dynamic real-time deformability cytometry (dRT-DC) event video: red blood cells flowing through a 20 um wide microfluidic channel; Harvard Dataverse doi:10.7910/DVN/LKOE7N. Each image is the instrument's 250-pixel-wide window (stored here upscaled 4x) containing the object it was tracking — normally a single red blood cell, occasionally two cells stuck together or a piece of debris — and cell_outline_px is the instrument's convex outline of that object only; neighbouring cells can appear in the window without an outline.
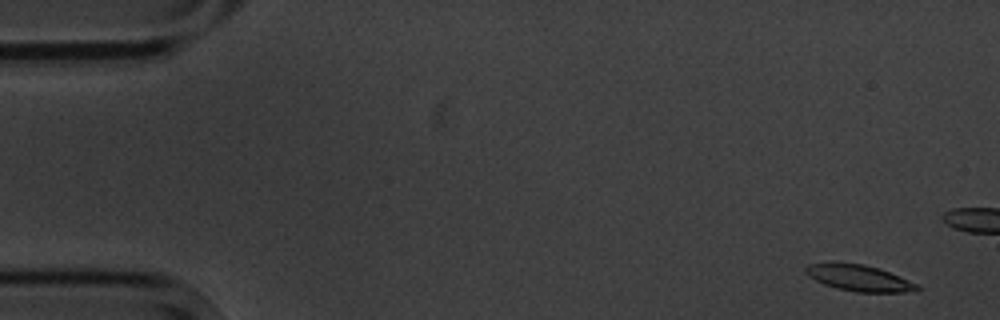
{"species": "common noctule bat (a hibernating species)", "species_latin": "Nyctalus noctula", "temperature_condition": "cold", "stored_images_in_passage": 16, "camera_frame_rate_fps": 3000, "um_per_image_px": 0.085, "animal": {"sex": "male", "body_mass_g": 20.1, "forearm_length_mm": 53.5}, "frame": {"image": 1, "passage_image": 1, "time_ms": 0.0, "image_size_px": [1000, 320], "cell_outline_px": [[920, 288], [916, 292], [856, 292], [836, 288], [824, 284], [808, 276], [804, 272], [804, 268], [808, 264], [864, 264], [888, 272], [916, 284]], "centroid_in_image_um": [73.01, 23.66], "position_along_channel_um": 12.0, "area_um2": 16.47}}
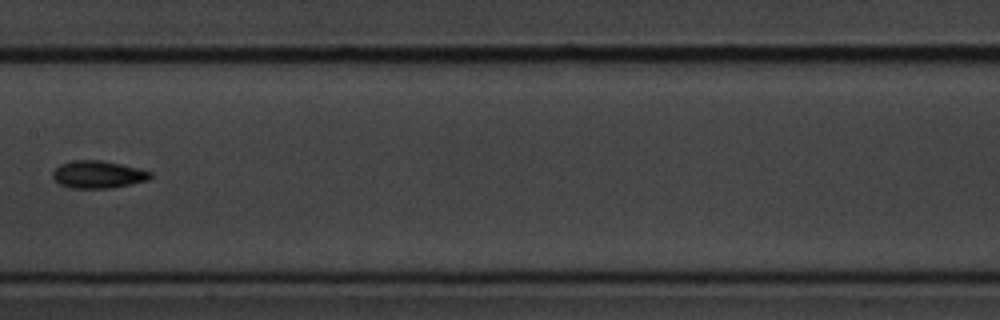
{"frame": {"image": 2, "passage_image": 9, "time_ms": 10.333, "image_size_px": [1000, 320], "cell_outline_px": [[152, 176], [148, 180], [132, 184], [112, 188], [68, 188], [60, 184], [52, 176], [52, 172], [60, 164], [72, 160], [100, 160], [120, 164], [152, 172]], "centroid_in_image_um": [8.32, 14.84], "position_along_channel_um": 199.1, "area_um2": 15.61}}
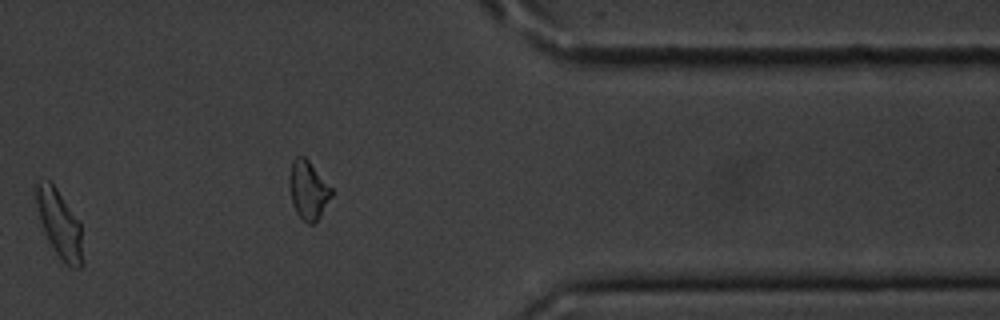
{"frame": {"image": 3, "passage_image": 14, "time_ms": 16.0, "image_size_px": [1000, 320], "cell_outline_px": [[84, 264], [80, 268], [72, 268], [56, 252], [40, 220], [36, 200], [36, 184], [48, 180], [56, 188], [80, 224]], "centroid_in_image_um": [5.1, 19.07], "position_along_channel_um": 406.3, "area_um2": 17.4}, "authors_computed_cell_mechanics": {"area_um2": 16.0395, "velocity_mm_per_s": 3.5288, "shape_relaxation_time_tau1_ms": 1.2302, "shape_relaxation_time_tau2_ms": null, "deformation_change_tau1": 0.0573, "deformation_change_tau2": null}}